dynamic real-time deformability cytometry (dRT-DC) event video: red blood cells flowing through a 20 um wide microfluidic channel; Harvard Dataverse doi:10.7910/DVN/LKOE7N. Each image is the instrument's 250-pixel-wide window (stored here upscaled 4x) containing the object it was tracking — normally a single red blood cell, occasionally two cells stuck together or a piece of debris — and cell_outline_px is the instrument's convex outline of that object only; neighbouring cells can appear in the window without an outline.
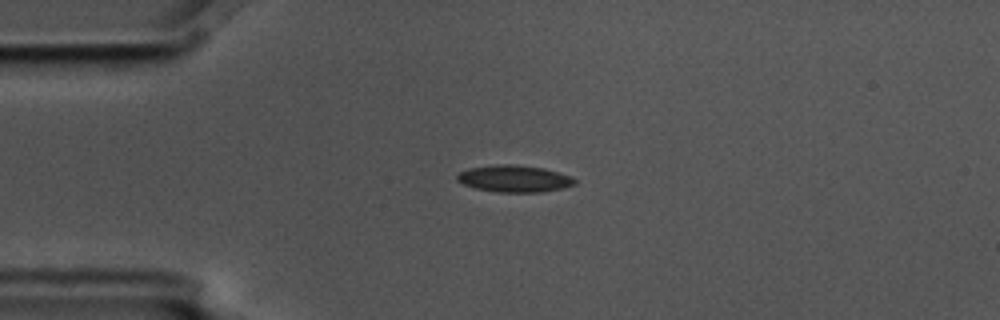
{"species": "common noctule bat (a hibernating species)", "species_latin": "Nyctalus noctula", "temperature_condition": "cold", "stored_images_in_passage": 3, "camera_frame_rate_fps": 3000, "um_per_image_px": 0.085, "animal": {"sex": "male", "body_mass_g": 17.5, "forearm_length_mm": 52.3}, "frame": {"image": 1, "passage_image": 2, "time_ms": 0.333, "image_size_px": [1000, 320], "cell_outline_px": [[576, 184], [564, 188], [544, 192], [496, 192], [476, 188], [464, 184], [456, 180], [456, 176], [460, 172], [468, 168], [496, 164], [516, 164], [544, 168], [568, 176], [576, 180]], "centroid_in_image_um": [43.7, 15.18], "position_along_channel_um": 41.3, "area_um2": 18.44}}